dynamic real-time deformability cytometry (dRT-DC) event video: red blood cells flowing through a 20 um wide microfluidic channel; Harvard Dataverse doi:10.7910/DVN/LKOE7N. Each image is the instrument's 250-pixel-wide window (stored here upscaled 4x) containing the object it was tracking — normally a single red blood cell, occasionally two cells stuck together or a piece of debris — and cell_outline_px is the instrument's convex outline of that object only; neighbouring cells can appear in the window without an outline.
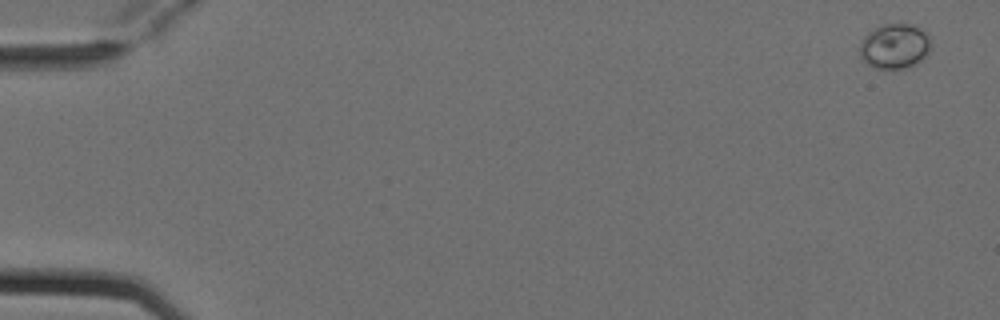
{"species": "Egyptian fruit bat (a non-hibernating species)", "species_latin": "Rousettus aegyptiacus", "temperature_condition": "cold", "stored_images_in_passage": 5, "camera_frame_rate_fps": 3000, "um_per_image_px": 0.085, "animal": {"sex": "female"}, "frame": {"image": 1, "passage_image": 1, "time_ms": 0.0, "image_size_px": [1000, 320], "cell_outline_px": [[928, 52], [920, 60], [904, 68], [876, 68], [868, 64], [860, 56], [860, 44], [864, 36], [872, 28], [880, 24], [912, 24], [928, 32]], "centroid_in_image_um": [76.0, 3.89], "position_along_channel_um": 9.0, "area_um2": 18.38}}